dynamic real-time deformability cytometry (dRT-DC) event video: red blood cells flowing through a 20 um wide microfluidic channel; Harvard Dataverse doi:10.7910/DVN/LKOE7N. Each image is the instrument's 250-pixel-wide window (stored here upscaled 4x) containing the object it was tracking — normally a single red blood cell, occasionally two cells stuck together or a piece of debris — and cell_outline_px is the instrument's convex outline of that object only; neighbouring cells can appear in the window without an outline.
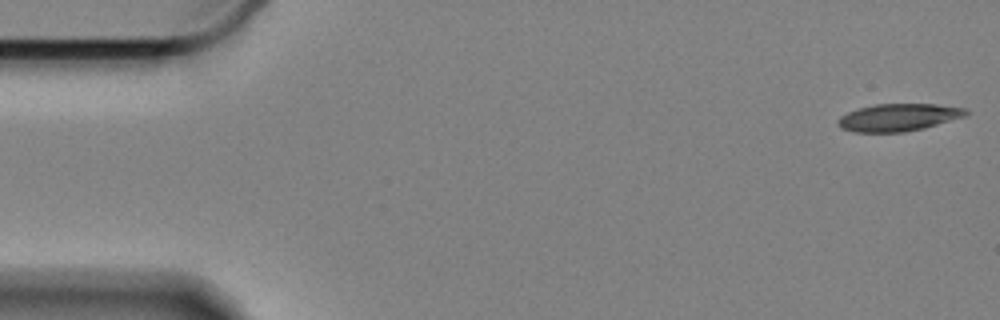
{"species": "Egyptian fruit bat (a non-hibernating species)", "species_latin": "Rousettus aegyptiacus", "temperature_condition": "cold", "stored_images_in_passage": 20, "camera_frame_rate_fps": 3000, "um_per_image_px": 0.085, "animal": {"sex": "female"}, "frame": {"image": 1, "passage_image": 1, "time_ms": 0.0, "image_size_px": [1000, 320], "cell_outline_px": [[968, 112], [964, 116], [924, 128], [904, 132], [852, 132], [840, 128], [836, 124], [836, 120], [840, 116], [856, 108], [876, 104], [936, 104], [968, 108]], "centroid_in_image_um": [76.31, 9.97], "position_along_channel_um": 8.7, "area_um2": 20.58}}
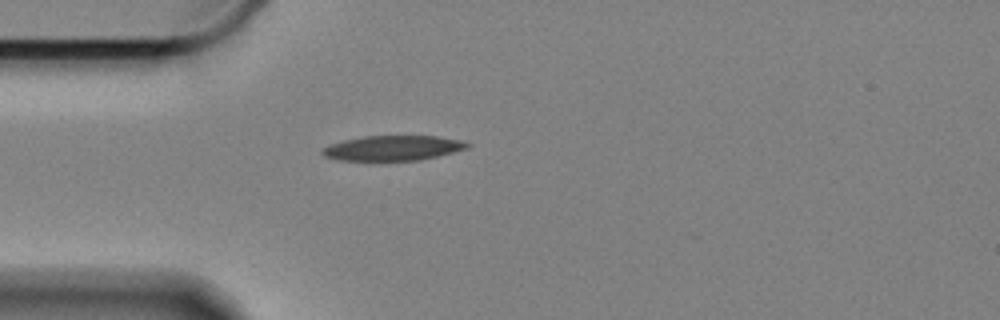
{"frame": {"image": 2, "passage_image": 15, "time_ms": 4.667, "image_size_px": [1000, 320], "cell_outline_px": [[472, 144], [468, 148], [420, 160], [336, 160], [324, 156], [320, 152], [324, 148], [332, 144], [344, 140], [364, 136], [436, 136], [460, 140]], "centroid_in_image_um": [33.4, 12.58], "position_along_channel_um": 51.6, "area_um2": 20.87}}